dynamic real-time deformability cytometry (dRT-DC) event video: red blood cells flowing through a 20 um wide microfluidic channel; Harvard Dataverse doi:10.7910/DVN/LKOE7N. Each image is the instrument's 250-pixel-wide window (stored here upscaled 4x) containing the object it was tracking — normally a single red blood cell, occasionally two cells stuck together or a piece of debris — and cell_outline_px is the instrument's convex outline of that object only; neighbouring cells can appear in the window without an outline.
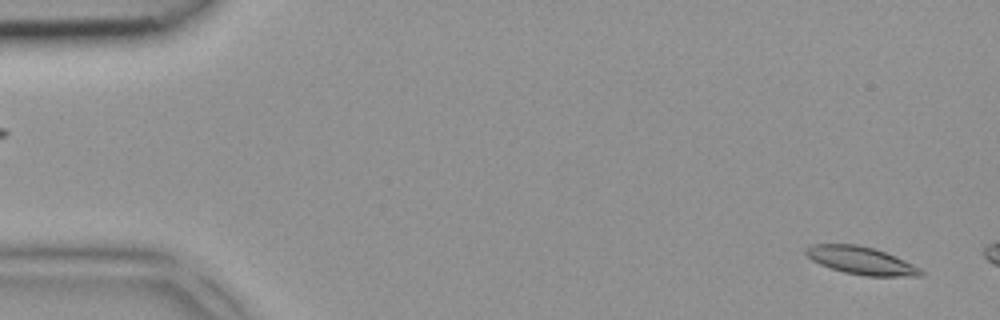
{"species": "common noctule bat (a hibernating species)", "species_latin": "Nyctalus noctula", "temperature_condition": "room temperature", "stored_images_in_passage": 3, "camera_frame_rate_fps": 3000, "um_per_image_px": 0.085, "animal": {"sex": "female", "body_mass_g": 18.4}, "frame": {"image": 1, "passage_image": 1, "time_ms": 0.0, "image_size_px": [1000, 320], "cell_outline_px": [[924, 276], [864, 276], [844, 272], [820, 264], [812, 260], [804, 252], [804, 248], [812, 244], [856, 244], [872, 248], [884, 252], [904, 260], [920, 268], [924, 272]], "centroid_in_image_um": [73.18, 22.15], "position_along_channel_um": 11.8, "area_um2": 18.44}}